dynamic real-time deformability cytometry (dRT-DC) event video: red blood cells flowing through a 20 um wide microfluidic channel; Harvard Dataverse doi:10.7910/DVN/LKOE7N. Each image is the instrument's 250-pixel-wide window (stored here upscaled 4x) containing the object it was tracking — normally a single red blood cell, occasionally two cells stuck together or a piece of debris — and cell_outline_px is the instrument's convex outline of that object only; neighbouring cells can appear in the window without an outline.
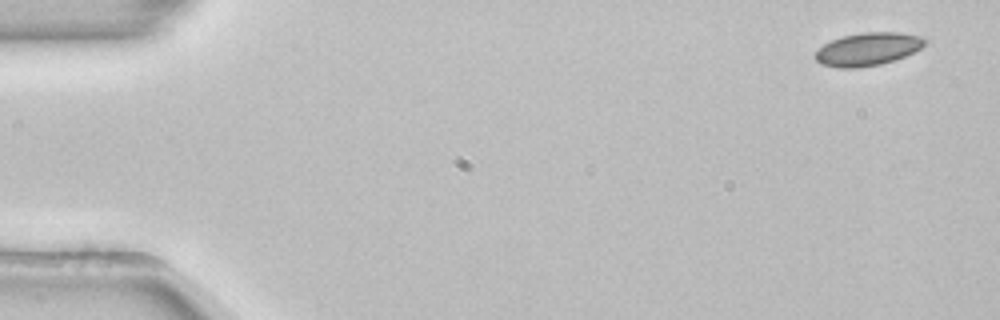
{"species": "common noctule bat (a hibernating species)", "species_latin": "Nyctalus noctula", "temperature_condition": "room temperature", "stored_images_in_passage": 11, "camera_frame_rate_fps": 3000, "um_per_image_px": 0.085, "animal": {"sex": "female", "body_mass_g": 22.7, "forearm_length_mm": 54.2}, "frame": {"image": 1, "passage_image": 1, "time_ms": 0.0, "image_size_px": [1000, 320], "cell_outline_px": [[924, 44], [920, 48], [904, 56], [880, 64], [856, 68], [836, 68], [820, 64], [812, 56], [824, 44], [832, 40], [844, 36], [864, 32], [900, 32], [920, 36], [924, 40]], "centroid_in_image_um": [73.7, 4.18], "position_along_channel_um": 11.3, "area_um2": 20.81}}